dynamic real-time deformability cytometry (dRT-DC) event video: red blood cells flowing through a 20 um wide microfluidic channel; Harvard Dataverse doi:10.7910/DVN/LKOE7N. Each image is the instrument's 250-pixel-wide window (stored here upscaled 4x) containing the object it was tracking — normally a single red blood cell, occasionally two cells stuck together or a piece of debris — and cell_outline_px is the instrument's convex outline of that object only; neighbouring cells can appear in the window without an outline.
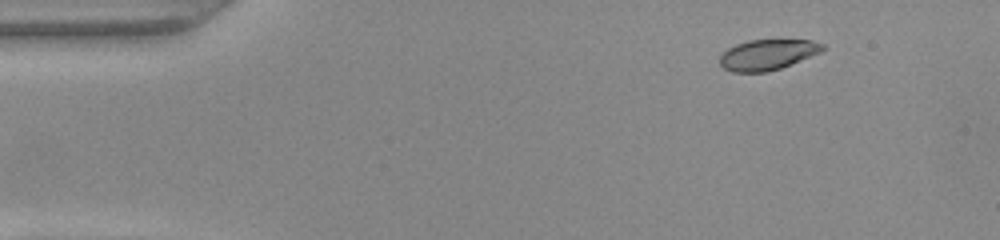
{"species": "common noctule bat (a hibernating species)", "species_latin": "Nyctalus noctula", "temperature_condition": "warm", "stored_images_in_passage": 46, "camera_frame_rate_fps": 3000, "um_per_image_px": 0.085, "animal": {"sex": "female", "body_mass_g": 22.0, "forearm_length_mm": 56.7}, "frame": {"image": 1, "passage_image": 1, "time_ms": 0.0, "image_size_px": [1000, 240], "cell_outline_px": [[828, 48], [820, 52], [780, 68], [764, 72], [732, 72], [724, 68], [720, 64], [720, 56], [728, 48], [736, 44], [748, 40], [812, 40], [824, 44]], "centroid_in_image_um": [65.24, 4.64], "position_along_channel_um": 19.8, "area_um2": 18.15}}
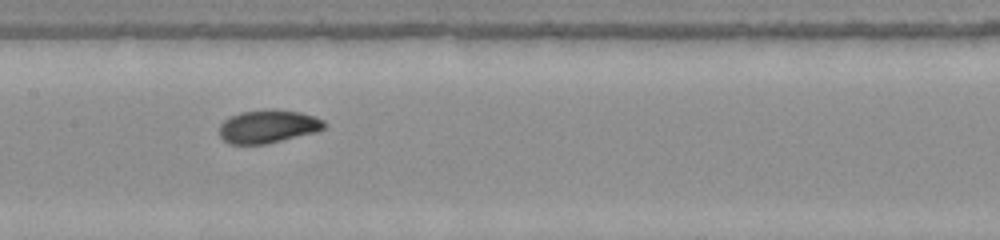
{"frame": {"image": 2, "passage_image": 20, "time_ms": 6.333, "image_size_px": [1000, 240], "cell_outline_px": [[328, 124], [324, 128], [316, 132], [264, 144], [228, 144], [220, 136], [220, 124], [224, 120], [240, 112], [268, 108], [276, 108], [300, 112], [324, 120]], "centroid_in_image_um": [22.79, 10.73], "position_along_channel_um": 184.6, "area_um2": 20.4}}
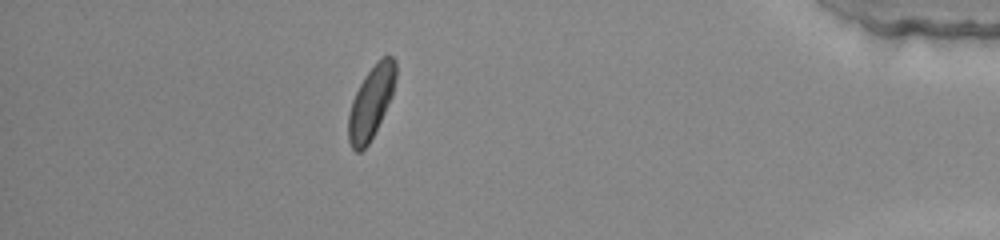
{"frame": {"image": 3, "passage_image": 40, "time_ms": 13.0, "image_size_px": [1000, 240], "cell_outline_px": [[396, 76], [392, 96], [368, 144], [360, 152], [356, 152], [352, 148], [348, 140], [348, 116], [352, 100], [364, 76], [380, 56], [388, 52], [396, 60]], "centroid_in_image_um": [31.55, 8.62], "position_along_channel_um": 403.7, "area_um2": 20.0}, "authors_computed_cell_mechanics": {"area_um2": 19.8254, "velocity_mm_per_s": 4.0038, "shape_relaxation_time_tau1_ms": 2.097, "shape_relaxation_time_tau2_ms": 3.5743, "deformation_change_tau1": 0.1114, "deformation_change_tau2": 0.0672}}